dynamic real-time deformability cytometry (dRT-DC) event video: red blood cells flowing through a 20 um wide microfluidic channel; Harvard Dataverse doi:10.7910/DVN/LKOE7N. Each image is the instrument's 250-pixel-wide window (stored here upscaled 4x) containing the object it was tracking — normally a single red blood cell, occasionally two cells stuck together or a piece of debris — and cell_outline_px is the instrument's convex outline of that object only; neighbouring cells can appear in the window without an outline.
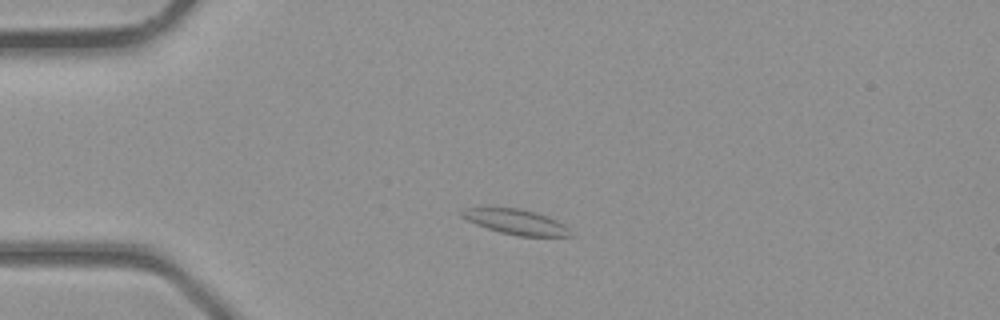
{"species": "common noctule bat (a hibernating species)", "species_latin": "Nyctalus noctula", "temperature_condition": "room temperature", "stored_images_in_passage": 35, "camera_frame_rate_fps": 3000, "um_per_image_px": 0.085, "animal": {"sex": "male", "body_mass_g": 23.1, "forearm_length_mm": 52.7}, "frame": {"image": 1, "passage_image": 6, "time_ms": 1.667, "image_size_px": [1000, 320], "cell_outline_px": [[576, 236], [516, 236], [500, 232], [476, 224], [460, 216], [460, 212], [464, 208], [488, 204], [520, 208], [536, 212], [556, 220], [564, 224]], "centroid_in_image_um": [43.78, 18.8], "position_along_channel_um": 41.2, "area_um2": 16.65}}
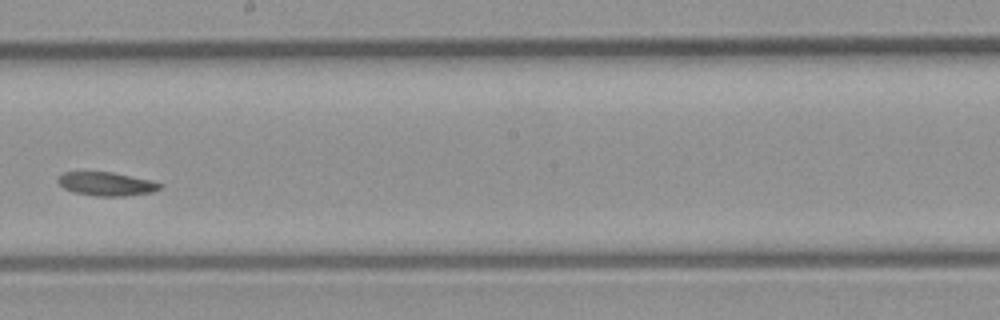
{"frame": {"image": 2, "passage_image": 19, "time_ms": 6.0, "image_size_px": [1000, 320], "cell_outline_px": [[164, 184], [160, 188], [152, 192], [124, 196], [96, 196], [72, 192], [64, 188], [56, 180], [64, 172], [112, 172], [152, 180]], "centroid_in_image_um": [9.06, 15.63], "position_along_channel_um": 239.1, "area_um2": 14.05}}
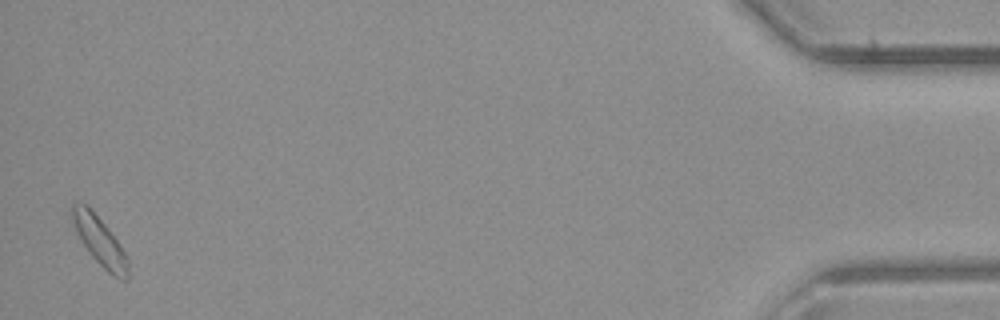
{"frame": {"image": 3, "passage_image": 35, "time_ms": 11.333, "image_size_px": [1000, 320], "cell_outline_px": [[128, 280], [124, 280], [112, 276], [88, 252], [76, 232], [72, 220], [72, 204], [88, 204], [108, 228], [120, 244], [128, 260]], "centroid_in_image_um": [8.49, 20.5], "position_along_channel_um": 426.7, "area_um2": 15.66}}